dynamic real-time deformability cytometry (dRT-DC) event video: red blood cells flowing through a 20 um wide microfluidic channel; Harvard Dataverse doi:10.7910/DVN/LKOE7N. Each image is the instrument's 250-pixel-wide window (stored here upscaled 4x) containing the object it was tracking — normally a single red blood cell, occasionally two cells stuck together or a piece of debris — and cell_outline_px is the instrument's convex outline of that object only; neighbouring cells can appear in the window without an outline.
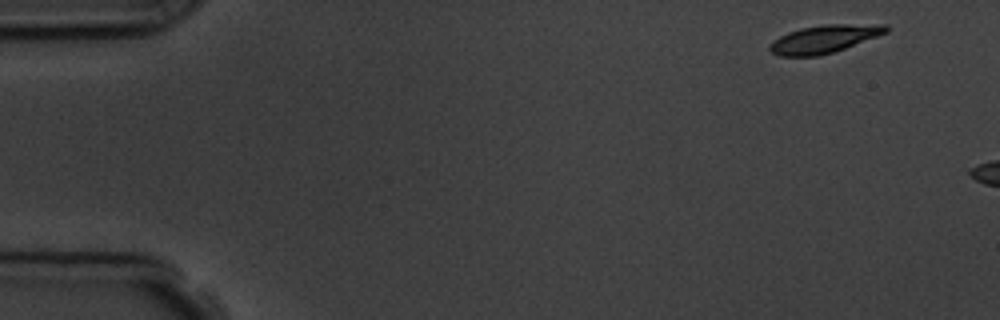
{"species": "common noctule bat (a hibernating species)", "species_latin": "Nyctalus noctula", "temperature_condition": "room temperature", "stored_images_in_passage": 5, "camera_frame_rate_fps": 3000, "um_per_image_px": 0.085, "animal": {"sex": "male", "body_mass_g": 19.5, "forearm_length_mm": 54.6}, "frame": {"image": 1, "passage_image": 1, "time_ms": 0.0, "image_size_px": [1000, 320], "cell_outline_px": [[888, 32], [844, 48], [832, 52], [816, 56], [780, 56], [772, 52], [768, 48], [768, 44], [772, 40], [788, 32], [800, 28], [824, 24], [888, 24]], "centroid_in_image_um": [70.03, 3.3], "position_along_channel_um": 15.0, "area_um2": 18.84}}